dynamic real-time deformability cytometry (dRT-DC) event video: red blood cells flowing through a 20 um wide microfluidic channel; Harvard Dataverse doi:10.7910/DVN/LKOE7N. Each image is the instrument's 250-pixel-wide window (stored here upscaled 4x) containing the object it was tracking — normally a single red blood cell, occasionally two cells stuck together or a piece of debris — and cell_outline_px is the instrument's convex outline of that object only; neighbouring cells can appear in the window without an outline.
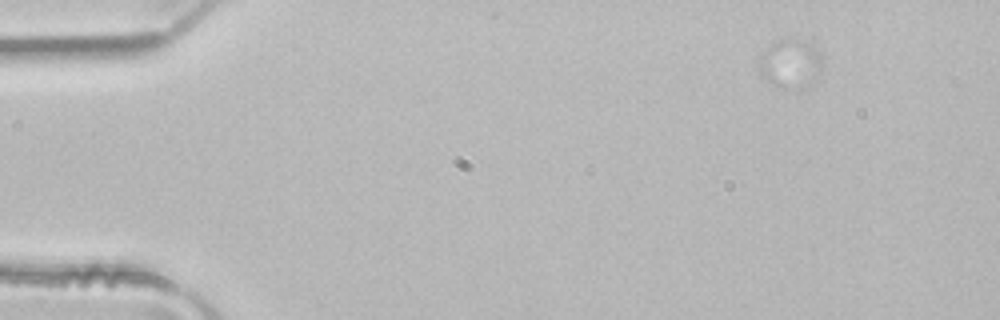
{"species": "common noctule bat (a hibernating species)", "species_latin": "Nyctalus noctula", "temperature_condition": "room temperature", "stored_images_in_passage": 3, "camera_frame_rate_fps": 3000, "um_per_image_px": 0.085, "animal": {"sex": "male", "body_mass_g": 21.5, "forearm_length_mm": 52.0}, "frame": {"image": 1, "passage_image": 1, "time_ms": 0.0, "image_size_px": [1000, 320], "cell_outline_px": [[820, 72], [816, 76], [776, 84], [768, 80], [760, 68], [760, 52], [776, 40], [796, 40], [808, 44], [816, 48], [820, 52]], "centroid_in_image_um": [67.12, 5.21], "position_along_channel_um": 17.9, "area_um2": 15.43}}